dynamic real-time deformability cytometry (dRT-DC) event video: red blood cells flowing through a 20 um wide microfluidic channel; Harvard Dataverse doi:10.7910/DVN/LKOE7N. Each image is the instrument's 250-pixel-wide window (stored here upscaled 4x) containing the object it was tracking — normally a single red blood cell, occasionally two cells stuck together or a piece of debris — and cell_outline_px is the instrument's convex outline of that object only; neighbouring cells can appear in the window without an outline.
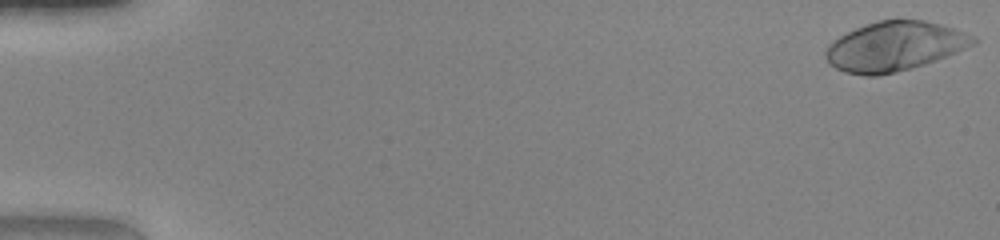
{"species": "human", "species_latin": "Homo sapiens", "temperature_condition": "warm", "stored_images_in_passage": 50, "camera_frame_rate_fps": 3000, "um_per_image_px": 0.085, "donor": {"sex": "female"}, "frame": {"image": 1, "passage_image": 1, "time_ms": 0.0, "image_size_px": [1000, 240], "cell_outline_px": [[980, 40], [976, 44], [956, 52], [924, 64], [896, 72], [876, 76], [864, 76], [844, 72], [828, 64], [824, 56], [824, 52], [828, 44], [840, 36], [864, 24], [876, 20], [896, 16], [924, 20], [940, 24], [976, 36]], "centroid_in_image_um": [76.02, 3.9], "position_along_channel_um": 9.0, "area_um2": 43.23}}
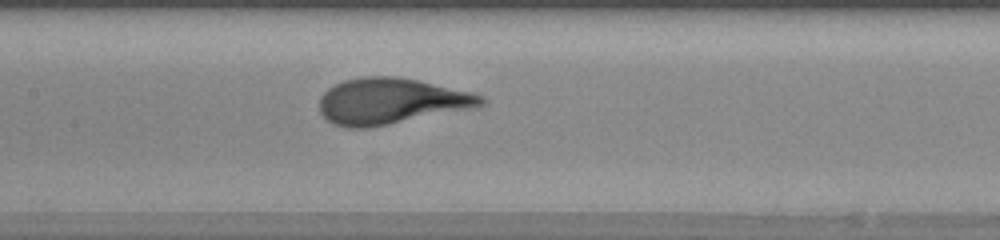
{"frame": {"image": 2, "passage_image": 25, "time_ms": 8.0, "image_size_px": [1000, 240], "cell_outline_px": [[488, 100], [484, 104], [472, 108], [368, 128], [348, 128], [332, 124], [320, 112], [320, 96], [328, 88], [344, 80], [364, 76], [396, 76], [416, 80], [472, 92], [484, 96]], "centroid_in_image_um": [33.22, 8.6], "position_along_channel_um": 174.2, "area_um2": 43.18}}
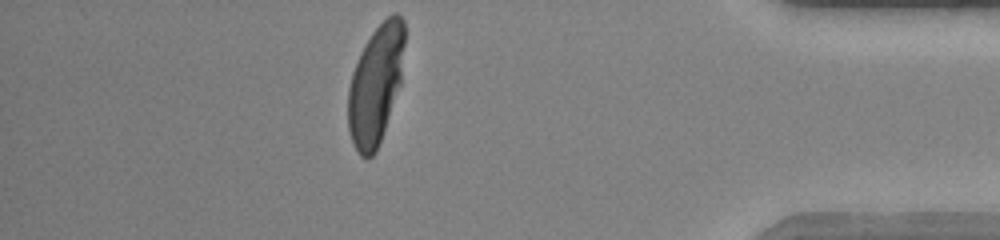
{"frame": {"image": 3, "passage_image": 44, "time_ms": 14.333, "image_size_px": [1000, 240], "cell_outline_px": [[404, 44], [400, 84], [376, 152], [368, 160], [364, 160], [360, 156], [352, 144], [348, 128], [348, 88], [352, 72], [360, 52], [364, 44], [372, 32], [392, 12], [396, 12], [404, 20]], "centroid_in_image_um": [31.91, 7.22], "position_along_channel_um": 403.3, "area_um2": 39.19}, "authors_computed_cell_mechanics": {"area_um2": 41.2114, "velocity_mm_per_s": 4.1844, "shape_relaxation_time_tau1_ms": 3.6393, "shape_relaxation_time_tau2_ms": null, "deformation_change_tau1": 0.2564, "deformation_change_tau2": null}}